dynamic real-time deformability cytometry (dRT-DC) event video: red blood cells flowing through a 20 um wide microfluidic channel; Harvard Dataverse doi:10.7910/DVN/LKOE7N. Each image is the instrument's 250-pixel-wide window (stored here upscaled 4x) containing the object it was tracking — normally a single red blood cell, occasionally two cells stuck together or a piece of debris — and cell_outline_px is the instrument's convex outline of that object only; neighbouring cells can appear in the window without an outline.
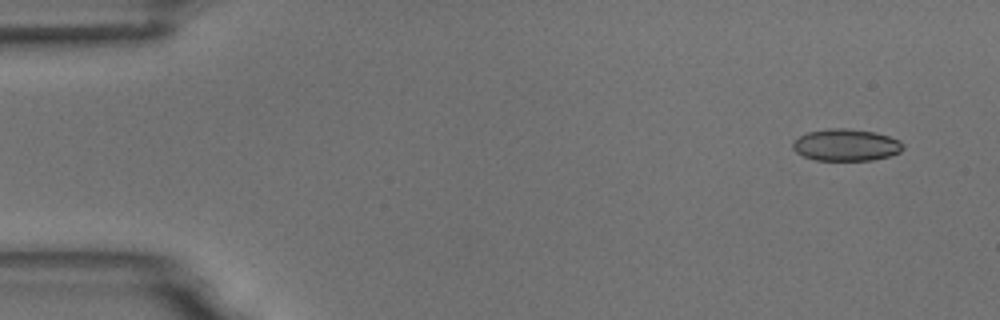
{"species": "common noctule bat (a hibernating species)", "species_latin": "Nyctalus noctula", "temperature_condition": "room temperature", "stored_images_in_passage": 6, "camera_frame_rate_fps": 3000, "um_per_image_px": 0.085, "animal": {"sex": "male", "body_mass_g": 18.8}, "frame": {"image": 1, "passage_image": 1, "time_ms": 0.0, "image_size_px": [1000, 320], "cell_outline_px": [[904, 148], [900, 152], [888, 156], [872, 160], [816, 160], [804, 156], [796, 152], [792, 148], [792, 140], [808, 132], [828, 128], [848, 128], [876, 132], [900, 140], [904, 144]], "centroid_in_image_um": [71.91, 12.31], "position_along_channel_um": 13.1, "area_um2": 20.63}}
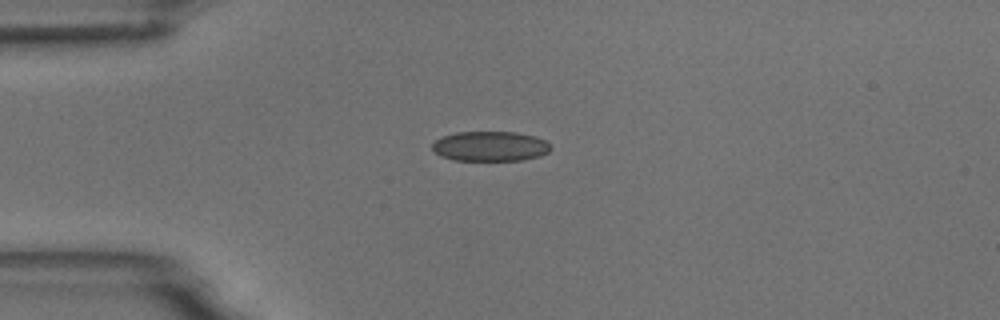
{"frame": {"image": 2, "passage_image": 4, "time_ms": 3.333, "image_size_px": [1000, 320], "cell_outline_px": [[552, 148], [548, 152], [540, 156], [520, 160], [452, 160], [440, 156], [432, 148], [432, 144], [436, 140], [444, 136], [456, 132], [516, 132], [536, 136], [544, 140]], "centroid_in_image_um": [41.67, 12.43], "position_along_channel_um": 43.3, "area_um2": 20.58}}